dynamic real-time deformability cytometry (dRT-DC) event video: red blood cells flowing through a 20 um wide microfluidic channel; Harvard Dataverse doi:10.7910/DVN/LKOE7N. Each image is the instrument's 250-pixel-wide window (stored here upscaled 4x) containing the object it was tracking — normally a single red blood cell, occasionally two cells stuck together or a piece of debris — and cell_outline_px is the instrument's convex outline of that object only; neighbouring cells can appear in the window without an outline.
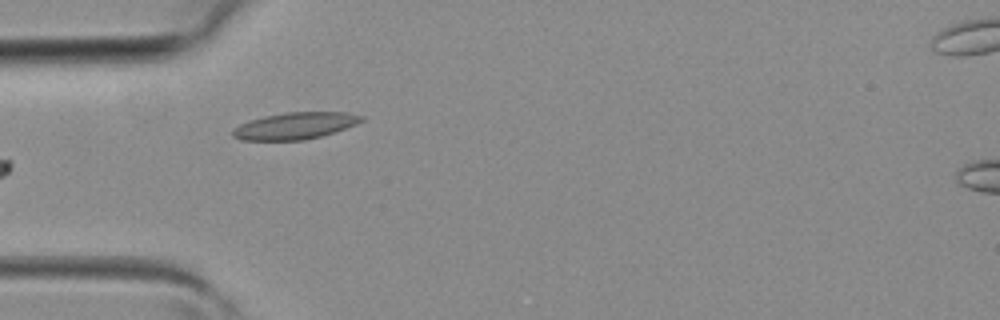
{"species": "common noctule bat (a hibernating species)", "species_latin": "Nyctalus noctula", "temperature_condition": "room temperature", "stored_images_in_passage": 2, "camera_frame_rate_fps": 3000, "um_per_image_px": 0.085, "animal": {"sex": "female", "body_mass_g": 19.3, "forearm_length_mm": 54.1}, "frame": {"image": 1, "passage_image": 2, "time_ms": 0.333, "image_size_px": [1000, 320], "cell_outline_px": [[364, 120], [356, 124], [320, 136], [304, 140], [240, 140], [232, 136], [232, 128], [248, 120], [264, 116], [284, 112], [348, 112], [364, 116]], "centroid_in_image_um": [25.04, 10.68], "position_along_channel_um": 60.0, "area_um2": 20.11}}